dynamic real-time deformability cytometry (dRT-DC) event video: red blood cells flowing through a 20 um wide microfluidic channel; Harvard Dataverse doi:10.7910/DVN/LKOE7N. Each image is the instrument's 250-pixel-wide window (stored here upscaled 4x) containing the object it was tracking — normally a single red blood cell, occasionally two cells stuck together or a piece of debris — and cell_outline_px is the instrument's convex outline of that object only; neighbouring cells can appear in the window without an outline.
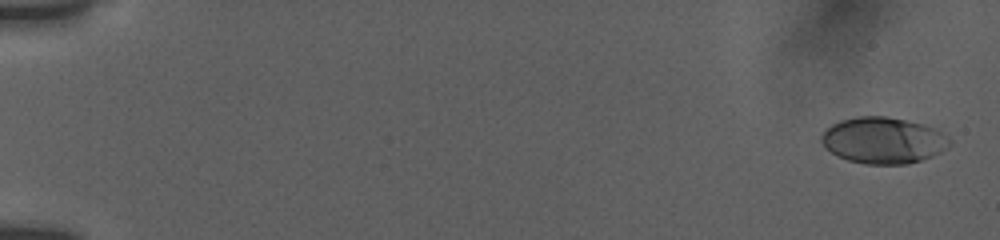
{"species": "human", "species_latin": "Homo sapiens", "temperature_condition": "room temperature", "stored_images_in_passage": 55, "camera_frame_rate_fps": 3000, "um_per_image_px": 0.085, "donor": {"sex": "female"}, "frame": {"image": 1, "passage_image": 2, "time_ms": 0.333, "image_size_px": [1000, 240], "cell_outline_px": [[952, 144], [948, 148], [932, 156], [908, 164], [864, 164], [848, 160], [836, 156], [824, 148], [820, 140], [820, 136], [832, 124], [840, 120], [856, 116], [888, 116], [924, 124], [948, 136], [952, 140]], "centroid_in_image_um": [75.06, 11.93], "position_along_channel_um": 9.9, "area_um2": 34.91}}
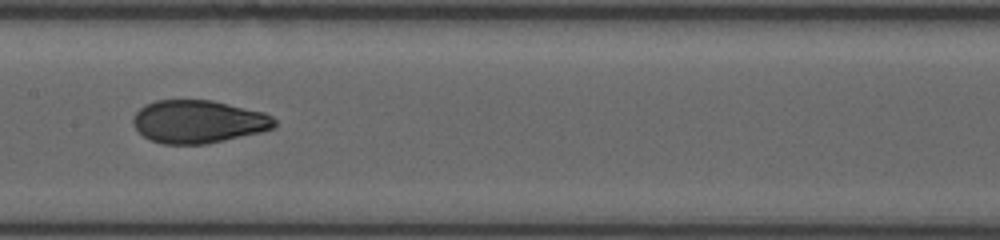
{"frame": {"image": 2, "passage_image": 30, "time_ms": 9.667, "image_size_px": [1000, 240], "cell_outline_px": [[276, 124], [272, 128], [260, 132], [224, 140], [204, 144], [164, 144], [152, 140], [144, 136], [132, 124], [132, 120], [136, 112], [144, 104], [156, 100], [212, 100], [264, 112], [272, 116], [276, 120]], "centroid_in_image_um": [16.85, 10.33], "position_along_channel_um": 190.6, "area_um2": 35.26}}
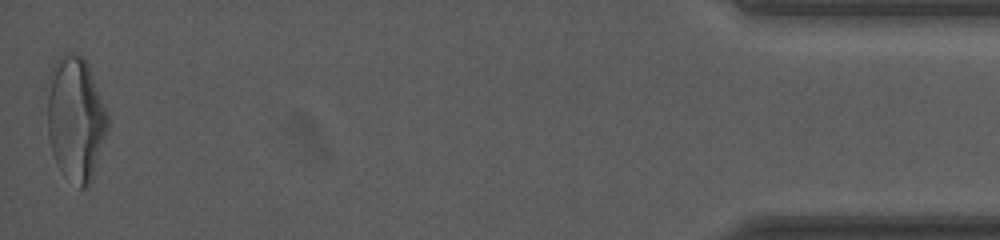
{"frame": {"image": 3, "passage_image": 55, "time_ms": 18.0, "image_size_px": [1000, 240], "cell_outline_px": [[108, 128], [92, 180], [84, 188], [80, 188], [56, 164], [52, 152], [48, 136], [48, 76], [52, 64], [64, 52], [72, 52], [84, 56], [88, 60], [108, 112]], "centroid_in_image_um": [6.44, 9.99], "position_along_channel_um": 428.8, "area_um2": 44.27}, "authors_computed_cell_mechanics": {"area_um2": 35.6048, "velocity_mm_per_s": 3.8291, "shape_relaxation_time_tau1_ms": 5.1444, "shape_relaxation_time_tau2_ms": 1.1289, "deformation_change_tau1": 0.1782, "deformation_change_tau2": 0.0651}}